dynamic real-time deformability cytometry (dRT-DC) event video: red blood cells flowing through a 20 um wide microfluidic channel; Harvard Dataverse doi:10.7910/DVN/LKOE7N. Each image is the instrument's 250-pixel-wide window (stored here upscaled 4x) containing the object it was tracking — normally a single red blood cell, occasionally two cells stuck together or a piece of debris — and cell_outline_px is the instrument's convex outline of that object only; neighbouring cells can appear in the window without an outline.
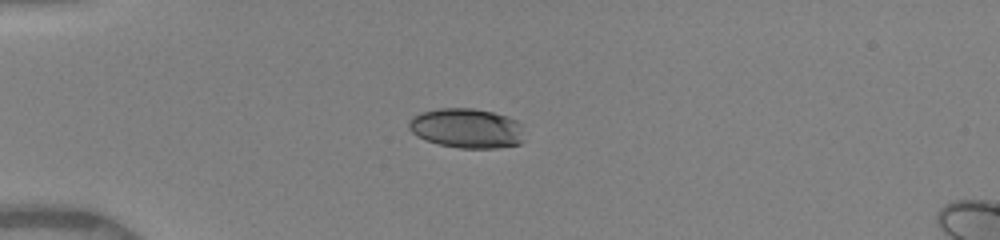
{"species": "human", "species_latin": "Homo sapiens", "temperature_condition": "warm", "stored_images_in_passage": 12, "camera_frame_rate_fps": 3000, "um_per_image_px": 0.085, "donor": {"sex": "female"}, "frame": {"image": 1, "passage_image": 1, "time_ms": 0.0, "image_size_px": [1000, 240], "cell_outline_px": [[524, 140], [520, 144], [496, 148], [460, 148], [440, 144], [416, 136], [408, 128], [408, 120], [412, 116], [420, 112], [440, 108], [472, 108], [492, 112], [508, 116], [516, 120], [520, 124]], "centroid_in_image_um": [39.65, 10.89], "position_along_channel_um": 45.3, "area_um2": 26.82}}
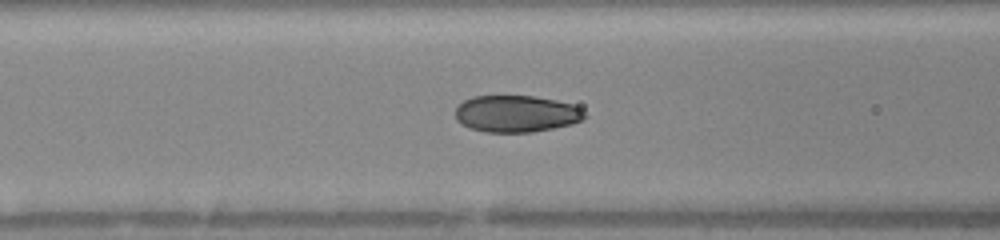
{"frame": {"image": 2, "passage_image": 9, "time_ms": 2.667, "image_size_px": [1000, 240], "cell_outline_px": [[588, 116], [572, 124], [532, 132], [484, 132], [468, 128], [460, 124], [456, 120], [456, 108], [464, 100], [472, 96], [532, 96], [572, 104], [580, 108]], "centroid_in_image_um": [43.85, 9.68], "position_along_channel_um": 122.8, "area_um2": 27.69}}
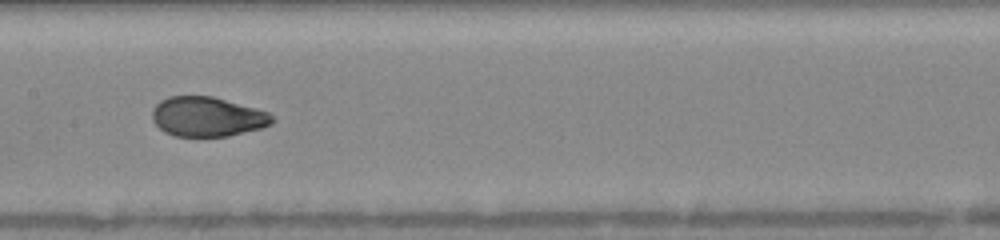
{"frame": {"image": 3, "passage_image": 11, "time_ms": 4.333, "image_size_px": [1000, 240], "cell_outline_px": [[276, 120], [272, 124], [260, 128], [228, 136], [172, 136], [164, 132], [152, 120], [152, 108], [160, 100], [168, 96], [212, 96], [256, 108], [268, 112]], "centroid_in_image_um": [17.6, 9.92], "position_along_channel_um": 189.8, "area_um2": 27.8}}